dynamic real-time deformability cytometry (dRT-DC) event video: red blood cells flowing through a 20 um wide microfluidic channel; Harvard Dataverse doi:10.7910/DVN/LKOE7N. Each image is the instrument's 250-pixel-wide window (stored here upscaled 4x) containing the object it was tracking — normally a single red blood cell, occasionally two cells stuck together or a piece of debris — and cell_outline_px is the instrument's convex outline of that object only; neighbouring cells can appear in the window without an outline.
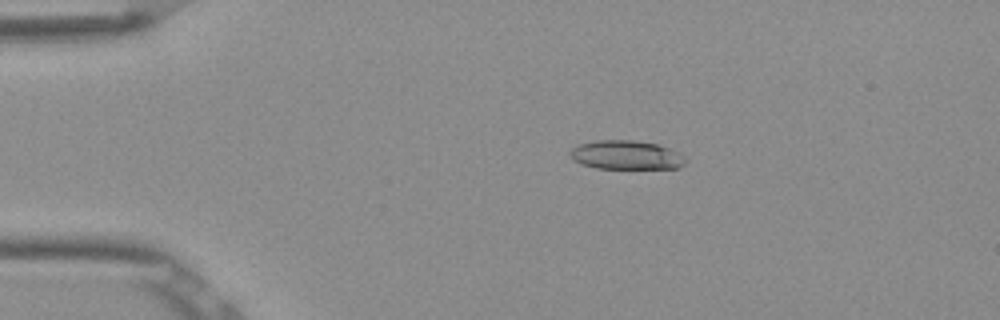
{"species": "Egyptian fruit bat (a non-hibernating species)", "species_latin": "Rousettus aegyptiacus", "temperature_condition": "room temperature", "stored_images_in_passage": 9, "camera_frame_rate_fps": 3000, "um_per_image_px": 0.085, "frame": {"image": 1, "passage_image": 3, "time_ms": 0.667, "image_size_px": [1000, 320], "cell_outline_px": [[688, 160], [680, 168], [596, 168], [580, 164], [572, 160], [568, 156], [568, 152], [572, 148], [580, 144], [596, 140], [632, 140], [656, 144], [680, 152]], "centroid_in_image_um": [53.2, 13.18], "position_along_channel_um": 31.8, "area_um2": 19.65}}
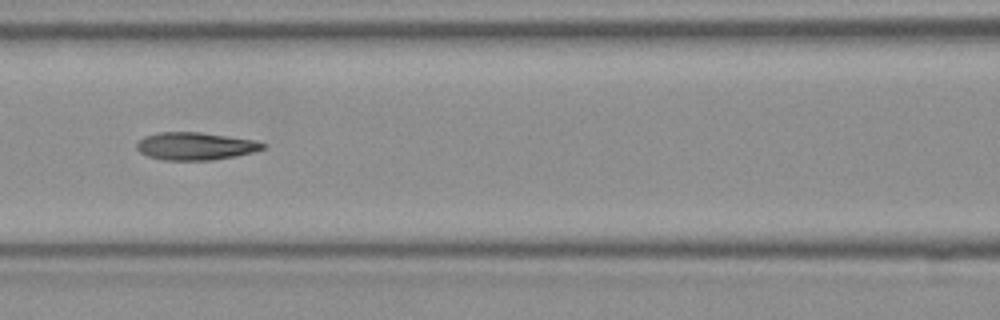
{"frame": {"image": 2, "passage_image": 7, "time_ms": 2.0, "image_size_px": [1000, 320], "cell_outline_px": [[268, 144], [264, 148], [252, 152], [236, 156], [212, 160], [164, 160], [148, 156], [140, 152], [136, 148], [136, 144], [144, 136], [160, 132], [200, 132], [256, 140]], "centroid_in_image_um": [16.62, 12.42], "position_along_channel_um": 150.0, "area_um2": 20.35}}
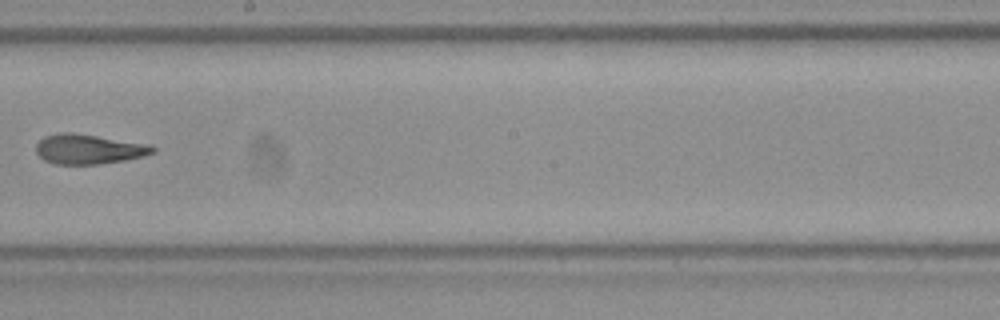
{"frame": {"image": 3, "passage_image": 9, "time_ms": 2.667, "image_size_px": [1000, 320], "cell_outline_px": [[156, 152], [144, 156], [124, 160], [100, 164], [56, 164], [44, 160], [36, 152], [36, 144], [44, 136], [60, 132], [72, 132], [152, 144], [156, 148]], "centroid_in_image_um": [7.57, 12.66], "position_along_channel_um": 240.6, "area_um2": 20.46}}